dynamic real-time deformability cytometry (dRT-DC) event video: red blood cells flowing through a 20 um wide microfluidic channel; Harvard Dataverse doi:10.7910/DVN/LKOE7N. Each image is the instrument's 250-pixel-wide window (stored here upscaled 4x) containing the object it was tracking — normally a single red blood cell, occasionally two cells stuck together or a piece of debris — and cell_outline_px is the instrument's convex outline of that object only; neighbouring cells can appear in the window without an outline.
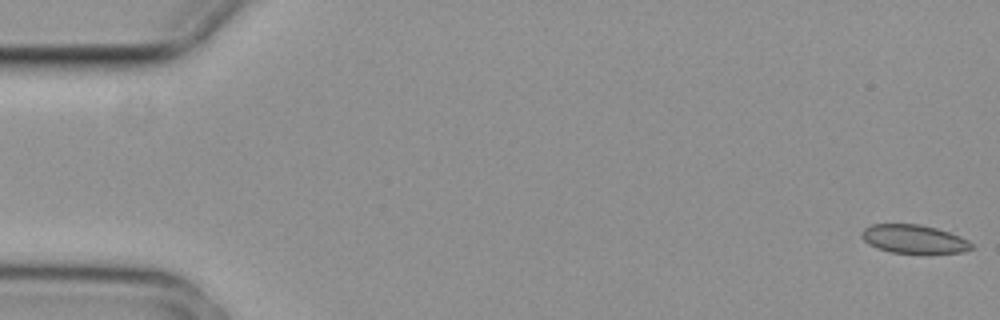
{"species": "common noctule bat (a hibernating species)", "species_latin": "Nyctalus noctula", "temperature_condition": "cold", "stored_images_in_passage": 5, "camera_frame_rate_fps": 3000, "um_per_image_px": 0.085, "animal": {"sex": "female", "body_mass_g": 29.2, "forearm_length_mm": 56.3}, "frame": {"image": 1, "passage_image": 1, "time_ms": 0.0, "image_size_px": [1000, 320], "cell_outline_px": [[972, 248], [964, 252], [928, 256], [924, 256], [892, 252], [876, 248], [868, 244], [860, 236], [860, 232], [864, 228], [872, 224], [920, 224], [936, 228], [960, 236], [968, 240], [972, 244]], "centroid_in_image_um": [77.7, 20.37], "position_along_channel_um": 7.3, "area_um2": 19.13}}
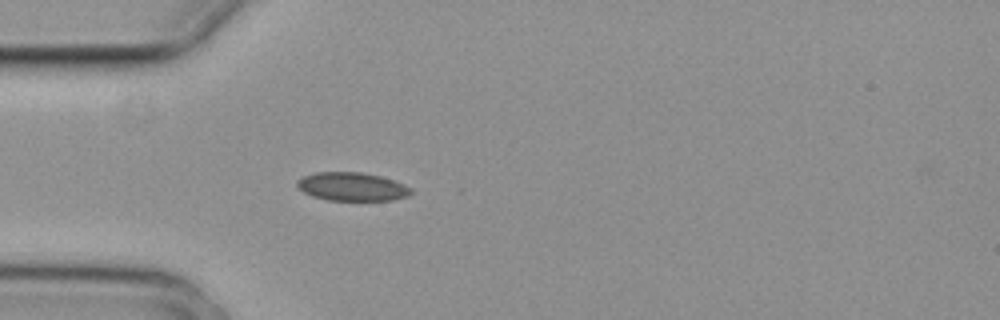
{"frame": {"image": 2, "passage_image": 5, "time_ms": 1.333, "image_size_px": [1000, 320], "cell_outline_px": [[412, 192], [408, 196], [392, 200], [328, 200], [312, 196], [304, 192], [296, 184], [296, 180], [304, 176], [316, 172], [360, 172], [380, 176], [404, 184], [412, 188]], "centroid_in_image_um": [29.92, 15.86], "position_along_channel_um": 55.1, "area_um2": 18.79}}